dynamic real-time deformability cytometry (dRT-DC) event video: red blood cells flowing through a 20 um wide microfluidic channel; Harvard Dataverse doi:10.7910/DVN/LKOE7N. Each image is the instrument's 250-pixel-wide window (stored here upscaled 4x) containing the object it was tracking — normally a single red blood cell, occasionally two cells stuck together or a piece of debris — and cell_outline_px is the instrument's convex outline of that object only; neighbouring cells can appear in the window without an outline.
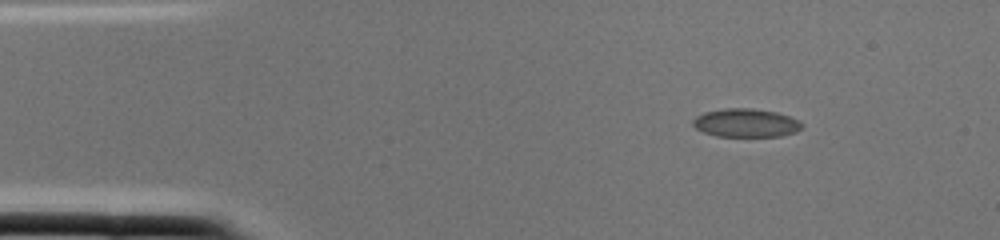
{"species": "common noctule bat (a hibernating species)", "species_latin": "Nyctalus noctula", "temperature_condition": "cold", "stored_images_in_passage": 1, "camera_frame_rate_fps": 3000, "um_per_image_px": 0.085, "animal": {"sex": "female", "body_mass_g": 22.0, "forearm_length_mm": 56.7}, "frame": {"image": 1, "passage_image": 1, "time_ms": 0.0, "image_size_px": [1000, 240], "cell_outline_px": [[804, 124], [796, 132], [780, 136], [716, 136], [704, 132], [696, 128], [692, 124], [692, 120], [696, 116], [704, 112], [724, 108], [752, 108], [776, 112], [800, 120]], "centroid_in_image_um": [63.4, 10.44], "position_along_channel_um": 21.6, "area_um2": 18.09}}